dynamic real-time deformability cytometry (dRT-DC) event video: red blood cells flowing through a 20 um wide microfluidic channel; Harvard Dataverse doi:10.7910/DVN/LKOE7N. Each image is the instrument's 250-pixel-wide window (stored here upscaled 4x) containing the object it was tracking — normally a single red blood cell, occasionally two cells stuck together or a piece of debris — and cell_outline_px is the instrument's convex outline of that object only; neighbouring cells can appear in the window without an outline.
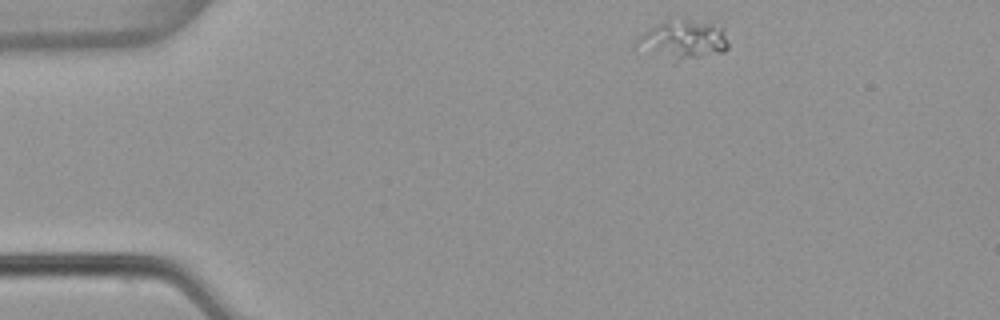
{"species": "common noctule bat (a hibernating species)", "species_latin": "Nyctalus noctula", "temperature_condition": "warm", "stored_images_in_passage": 47, "camera_frame_rate_fps": 3000, "um_per_image_px": 0.085, "animal": {"sex": "female", "body_mass_g": 22.7, "forearm_length_mm": 54.2}, "frame": {"image": 1, "passage_image": 1, "time_ms": 0.0, "image_size_px": [1000, 320], "cell_outline_px": [[728, 48], [724, 52], [700, 56], [680, 56], [636, 40], [644, 32], [656, 24], [664, 20], [684, 20], [712, 24], [720, 28], [728, 44]], "centroid_in_image_um": [58.29, 3.23], "position_along_channel_um": 26.7, "area_um2": 17.46}}
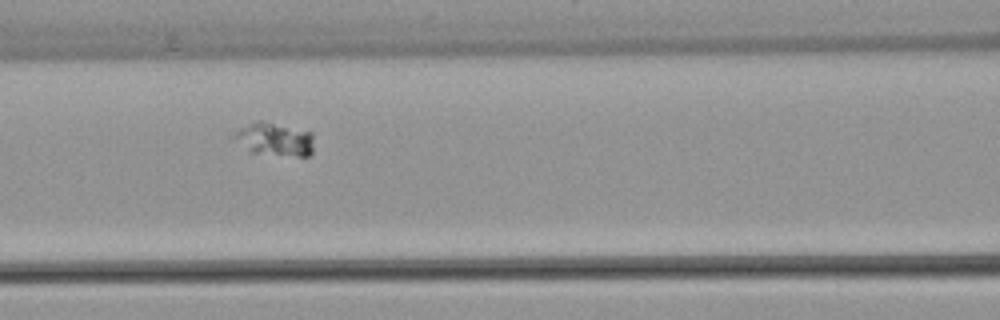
{"frame": {"image": 2, "passage_image": 16, "time_ms": 5.0, "image_size_px": [1000, 320], "cell_outline_px": [[312, 152], [308, 156], [296, 156], [248, 152], [232, 140], [228, 136], [240, 128], [256, 120], [260, 120], [312, 132]], "centroid_in_image_um": [23.24, 11.84], "position_along_channel_um": 143.4, "area_um2": 15.66}}
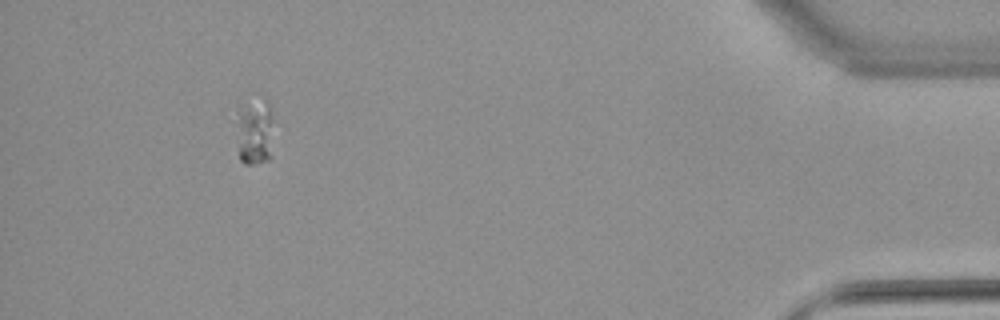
{"frame": {"image": 3, "passage_image": 43, "time_ms": 14.0, "image_size_px": [1000, 320], "cell_outline_px": [[272, 156], [268, 160], [252, 164], [244, 164], [240, 160], [236, 124], [236, 112], [260, 92], [268, 100]], "centroid_in_image_um": [21.61, 11.13], "position_along_channel_um": 413.6, "area_um2": 14.62}}